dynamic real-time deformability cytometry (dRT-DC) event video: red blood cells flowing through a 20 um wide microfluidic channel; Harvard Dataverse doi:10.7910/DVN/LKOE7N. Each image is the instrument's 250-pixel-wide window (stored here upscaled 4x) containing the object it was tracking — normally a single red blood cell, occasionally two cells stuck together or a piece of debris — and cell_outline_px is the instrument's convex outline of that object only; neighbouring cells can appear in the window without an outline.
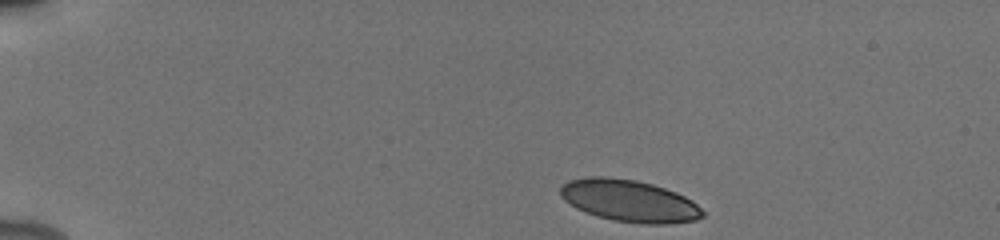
{"species": "human", "species_latin": "Homo sapiens", "temperature_condition": "cold", "stored_images_in_passage": 44, "camera_frame_rate_fps": 3000, "um_per_image_px": 0.085, "donor": {"sex": "male"}, "frame": {"image": 1, "passage_image": 1, "time_ms": 0.0, "image_size_px": [1000, 240], "cell_outline_px": [[704, 216], [696, 220], [668, 224], [648, 224], [616, 220], [596, 216], [576, 208], [564, 200], [560, 196], [560, 188], [568, 180], [588, 176], [608, 176], [636, 180], [652, 184], [676, 192], [692, 200], [704, 212]], "centroid_in_image_um": [53.48, 17.06], "position_along_channel_um": 31.5, "area_um2": 34.8}}
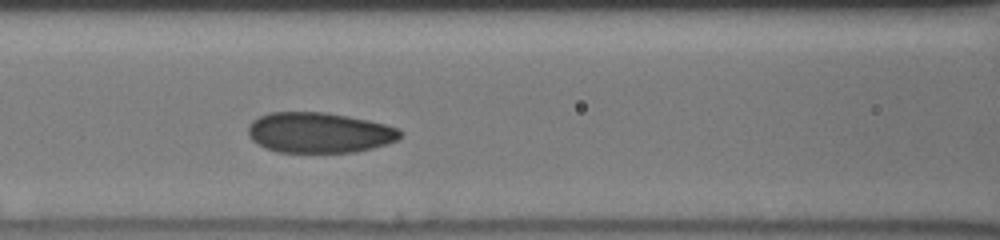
{"frame": {"image": 2, "passage_image": 16, "time_ms": 5.0, "image_size_px": [1000, 240], "cell_outline_px": [[404, 132], [400, 140], [388, 144], [356, 152], [276, 152], [264, 148], [252, 140], [248, 136], [248, 124], [252, 120], [260, 116], [272, 112], [324, 112], [348, 116], [368, 120], [400, 128]], "centroid_in_image_um": [27.16, 11.28], "position_along_channel_um": 139.4, "area_um2": 36.24}}
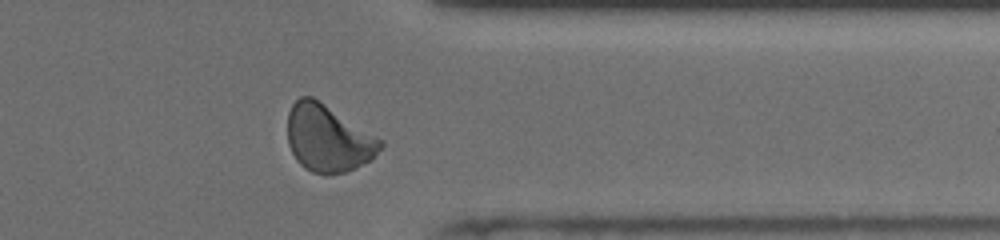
{"frame": {"image": 3, "passage_image": 35, "time_ms": 11.333, "image_size_px": [1000, 240], "cell_outline_px": [[384, 144], [372, 160], [344, 172], [312, 172], [304, 168], [296, 160], [288, 144], [288, 112], [292, 104], [300, 96], [312, 96], [384, 140]], "centroid_in_image_um": [27.89, 11.73], "position_along_channel_um": 383.5, "area_um2": 36.01}, "authors_computed_cell_mechanics": {"area_um2": 35.5759, "velocity_mm_per_s": 3.9062, "shape_relaxation_time_tau1_ms": 5.4411, "shape_relaxation_time_tau2_ms": 0.6742, "deformation_change_tau1": 0.1301, "deformation_change_tau2": 0.0525}}